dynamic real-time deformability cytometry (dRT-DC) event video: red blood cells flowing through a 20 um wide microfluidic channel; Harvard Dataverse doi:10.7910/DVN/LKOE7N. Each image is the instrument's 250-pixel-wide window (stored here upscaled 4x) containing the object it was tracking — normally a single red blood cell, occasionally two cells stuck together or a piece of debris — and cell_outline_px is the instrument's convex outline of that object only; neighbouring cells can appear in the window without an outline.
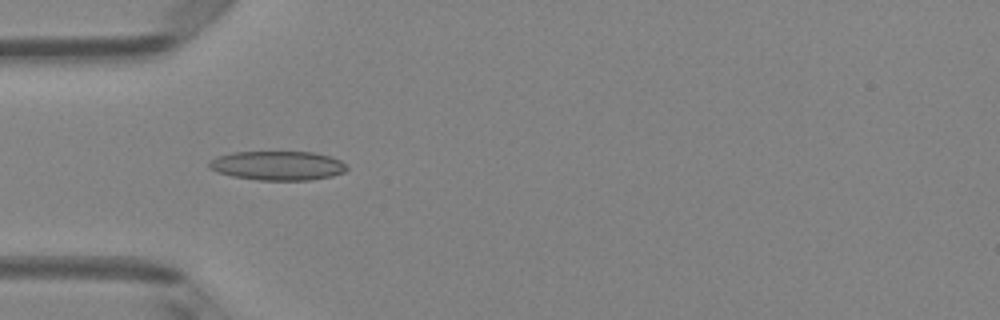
{"species": "Egyptian fruit bat (a non-hibernating species)", "species_latin": "Rousettus aegyptiacus", "temperature_condition": "room temperature", "stored_images_in_passage": 6, "camera_frame_rate_fps": 3000, "um_per_image_px": 0.085, "animal": {"sex": "female"}, "frame": {"image": 1, "passage_image": 4, "time_ms": 1.0, "image_size_px": [1000, 320], "cell_outline_px": [[348, 168], [344, 172], [332, 176], [308, 180], [260, 180], [232, 176], [216, 172], [208, 168], [208, 160], [216, 156], [232, 152], [312, 152], [328, 156], [340, 160]], "centroid_in_image_um": [23.54, 14.07], "position_along_channel_um": 61.5, "area_um2": 23.47}}
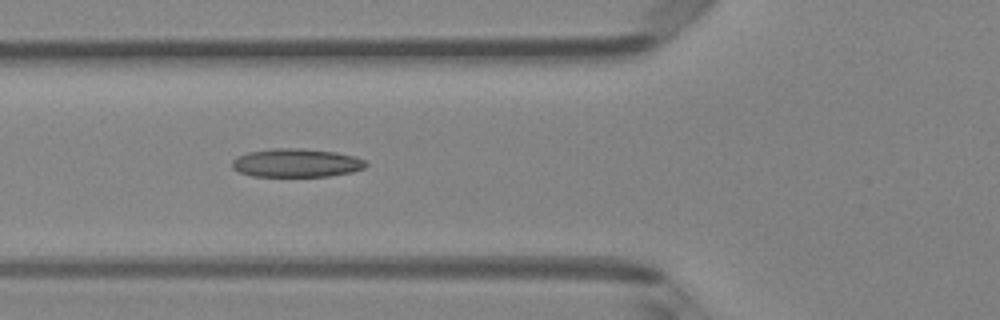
{"frame": {"image": 2, "passage_image": 5, "time_ms": 1.333, "image_size_px": [1000, 320], "cell_outline_px": [[368, 164], [364, 168], [352, 172], [328, 176], [252, 176], [240, 172], [232, 168], [232, 160], [248, 152], [272, 148], [300, 148], [336, 152], [356, 156], [364, 160]], "centroid_in_image_um": [25.21, 13.84], "position_along_channel_um": 100.6, "area_um2": 22.2}}
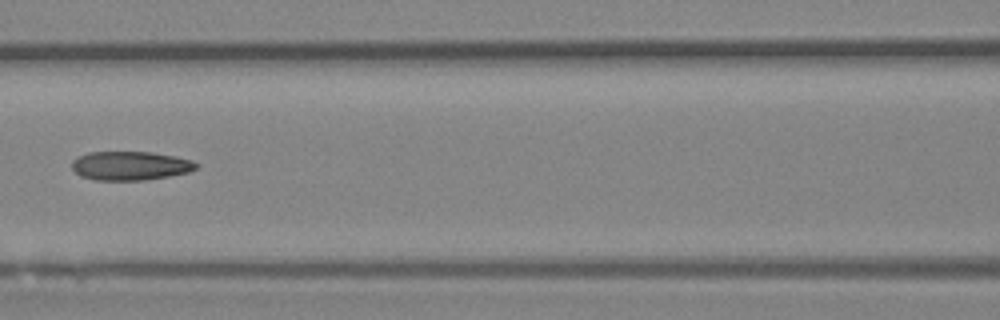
{"frame": {"image": 3, "passage_image": 6, "time_ms": 1.667, "image_size_px": [1000, 320], "cell_outline_px": [[200, 164], [196, 168], [188, 172], [168, 176], [144, 180], [96, 180], [80, 176], [72, 168], [72, 160], [76, 156], [88, 152], [152, 152], [176, 156], [192, 160]], "centroid_in_image_um": [11.06, 14.08], "position_along_channel_um": 155.5, "area_um2": 21.04}}